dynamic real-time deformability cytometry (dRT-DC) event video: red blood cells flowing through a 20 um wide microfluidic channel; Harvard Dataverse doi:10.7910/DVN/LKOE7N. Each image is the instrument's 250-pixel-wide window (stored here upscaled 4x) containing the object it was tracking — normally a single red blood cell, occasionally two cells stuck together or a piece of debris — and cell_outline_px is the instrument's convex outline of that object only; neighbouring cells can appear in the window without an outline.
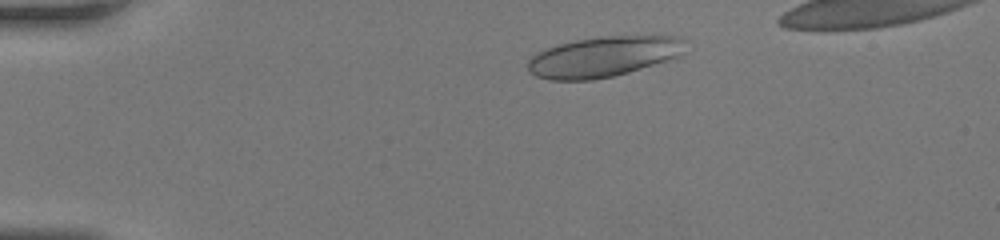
{"species": "human", "species_latin": "Homo sapiens", "temperature_condition": "room temperature", "stored_images_in_passage": 43, "camera_frame_rate_fps": 3000, "um_per_image_px": 0.085, "donor": {"sex": "female"}, "frame": {"image": 1, "passage_image": 6, "time_ms": 1.667, "image_size_px": [1000, 240], "cell_outline_px": [[688, 36], [684, 52], [676, 56], [628, 72], [612, 76], [592, 80], [552, 80], [536, 76], [528, 72], [528, 60], [536, 52], [560, 44], [576, 40], [600, 36]], "centroid_in_image_um": [51.29, 4.8], "position_along_channel_um": 33.7, "area_um2": 36.93}}
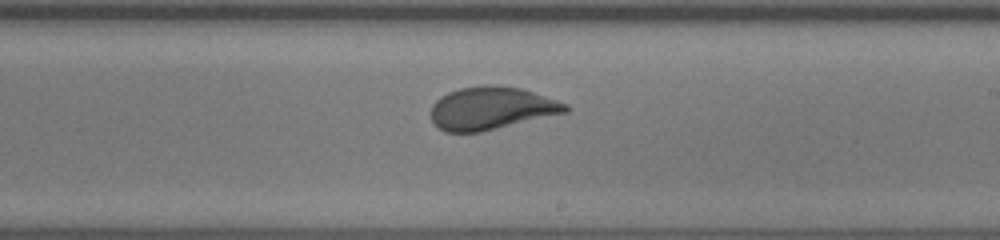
{"frame": {"image": 2, "passage_image": 25, "time_ms": 8.0, "image_size_px": [1000, 240], "cell_outline_px": [[572, 108], [568, 112], [480, 132], [444, 132], [436, 128], [432, 124], [432, 104], [440, 96], [448, 92], [460, 88], [484, 84], [496, 84], [520, 88], [568, 104]], "centroid_in_image_um": [41.74, 9.2], "position_along_channel_um": 247.3, "area_um2": 33.76}}
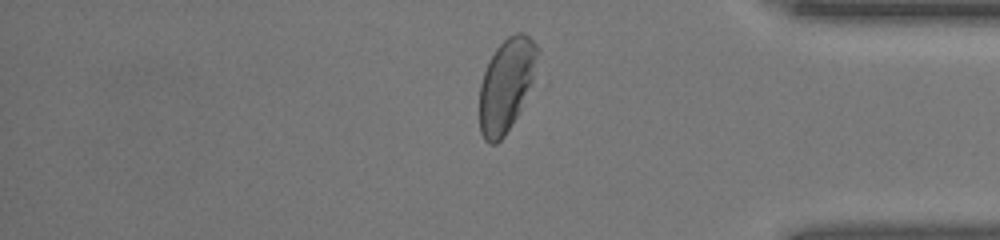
{"frame": {"image": 3, "passage_image": 36, "time_ms": 11.667, "image_size_px": [1000, 240], "cell_outline_px": [[540, 80], [512, 124], [504, 136], [496, 144], [488, 144], [484, 140], [480, 132], [480, 84], [488, 60], [496, 48], [508, 36], [516, 32], [524, 32], [540, 48]], "centroid_in_image_um": [43.16, 7.19], "position_along_channel_um": 392.0, "area_um2": 33.23}}